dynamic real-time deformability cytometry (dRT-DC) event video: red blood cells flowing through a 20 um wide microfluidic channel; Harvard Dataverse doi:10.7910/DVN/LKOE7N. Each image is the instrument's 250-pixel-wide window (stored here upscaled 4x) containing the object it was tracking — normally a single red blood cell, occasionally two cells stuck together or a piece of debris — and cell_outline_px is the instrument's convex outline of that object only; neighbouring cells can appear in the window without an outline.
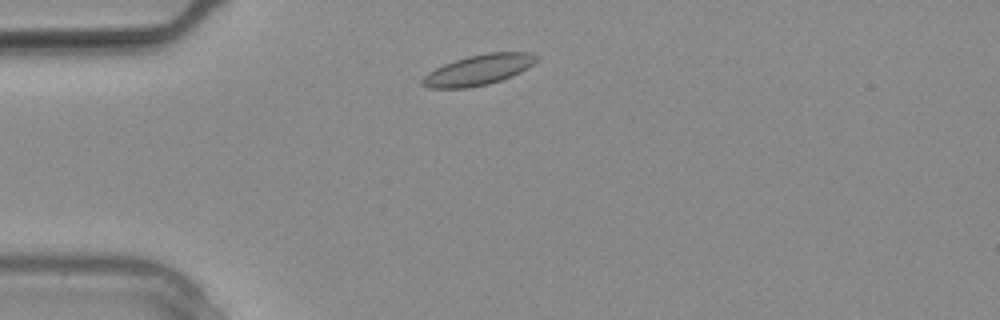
{"species": "common noctule bat (a hibernating species)", "species_latin": "Nyctalus noctula", "temperature_condition": "warm", "stored_images_in_passage": 8, "camera_frame_rate_fps": 3000, "um_per_image_px": 0.085, "animal": {"sex": "male", "body_mass_g": 20.4}, "frame": {"image": 1, "passage_image": 3, "time_ms": 0.667, "image_size_px": [1000, 320], "cell_outline_px": [[540, 56], [528, 68], [512, 76], [488, 84], [468, 88], [428, 88], [420, 84], [420, 80], [428, 72], [444, 64], [468, 56], [488, 52], [532, 52]], "centroid_in_image_um": [40.67, 5.94], "position_along_channel_um": 44.3, "area_um2": 20.29}}